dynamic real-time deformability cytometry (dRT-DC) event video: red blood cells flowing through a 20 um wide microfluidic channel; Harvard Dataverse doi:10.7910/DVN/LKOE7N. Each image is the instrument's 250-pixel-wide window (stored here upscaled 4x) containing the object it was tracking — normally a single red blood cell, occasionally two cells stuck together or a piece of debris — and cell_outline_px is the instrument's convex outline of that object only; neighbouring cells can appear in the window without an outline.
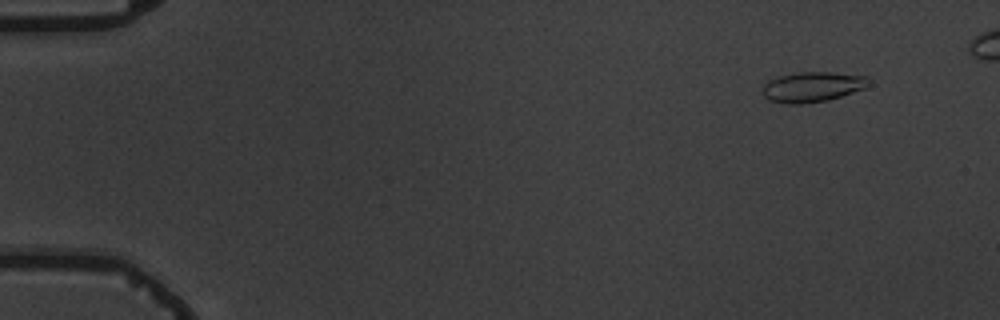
{"species": "common noctule bat (a hibernating species)", "species_latin": "Nyctalus noctula", "temperature_condition": "warm", "stored_images_in_passage": 6, "camera_frame_rate_fps": 3000, "um_per_image_px": 0.085, "animal": {"sex": "male", "body_mass_g": 19.5, "forearm_length_mm": 54.6}, "frame": {"image": 1, "passage_image": 2, "time_ms": 1.0, "image_size_px": [1000, 320], "cell_outline_px": [[872, 84], [864, 88], [828, 100], [800, 104], [788, 104], [768, 100], [764, 96], [764, 84], [768, 80], [780, 76], [796, 72], [832, 72], [868, 76]], "centroid_in_image_um": [69.08, 7.37], "position_along_channel_um": 15.9, "area_um2": 18.67}}